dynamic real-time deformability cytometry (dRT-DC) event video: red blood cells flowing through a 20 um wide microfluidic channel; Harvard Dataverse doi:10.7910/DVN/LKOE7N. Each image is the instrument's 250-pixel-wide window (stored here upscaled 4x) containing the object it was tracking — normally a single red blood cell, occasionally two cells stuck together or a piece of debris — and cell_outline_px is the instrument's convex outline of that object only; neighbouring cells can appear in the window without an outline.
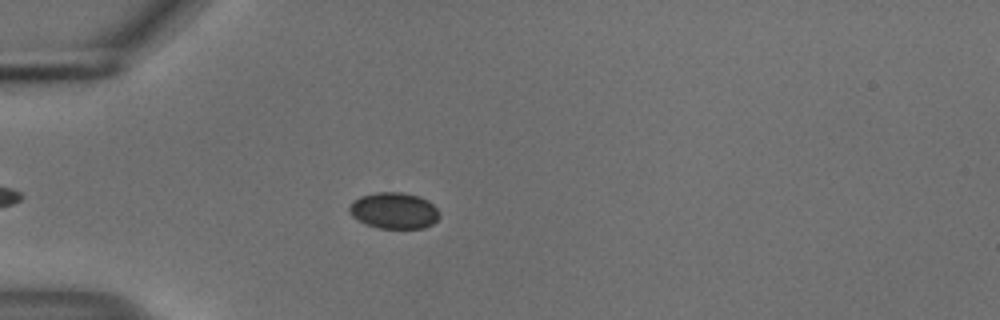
{"species": "common noctule bat (a hibernating species)", "species_latin": "Nyctalus noctula", "temperature_condition": "cold", "stored_images_in_passage": 47, "camera_frame_rate_fps": 3000, "um_per_image_px": 0.085, "animal": {"sex": "male", "body_mass_g": 18.8}, "frame": {"image": 1, "passage_image": 8, "time_ms": 2.333, "image_size_px": [1000, 320], "cell_outline_px": [[440, 216], [432, 224], [424, 228], [380, 228], [364, 224], [352, 216], [348, 212], [348, 208], [352, 200], [360, 196], [376, 192], [400, 192], [420, 196], [428, 200], [440, 212]], "centroid_in_image_um": [33.47, 17.89], "position_along_channel_um": 51.5, "area_um2": 19.25}}
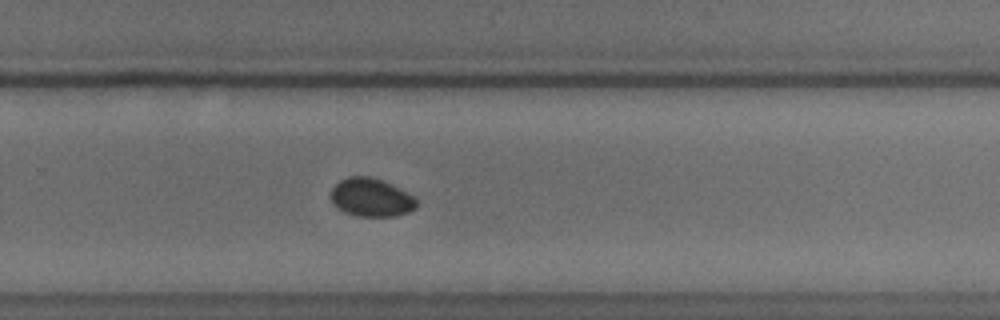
{"frame": {"image": 2, "passage_image": 29, "time_ms": 9.333, "image_size_px": [1000, 320], "cell_outline_px": [[416, 208], [408, 212], [396, 216], [356, 216], [344, 212], [336, 208], [332, 204], [328, 196], [332, 188], [340, 180], [348, 176], [372, 176], [392, 184], [412, 196], [416, 200]], "centroid_in_image_um": [31.48, 16.78], "position_along_channel_um": 298.3, "area_um2": 19.36}}
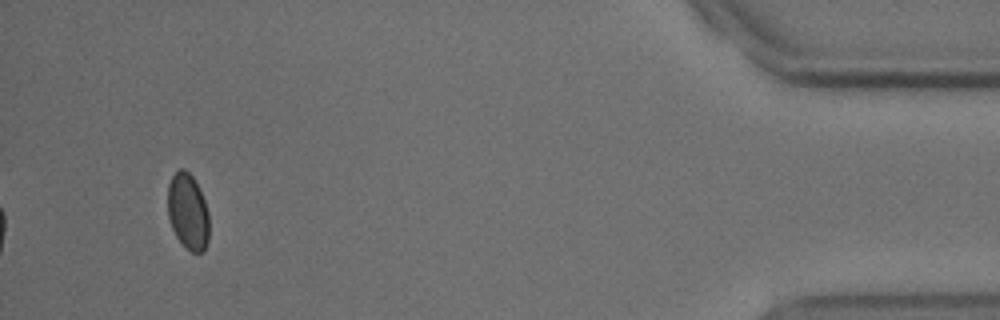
{"frame": {"image": 3, "passage_image": 44, "time_ms": 14.333, "image_size_px": [1000, 320], "cell_outline_px": [[208, 240], [204, 252], [192, 252], [176, 236], [172, 228], [168, 216], [168, 184], [172, 176], [180, 168], [184, 168], [192, 176], [204, 200], [208, 212]], "centroid_in_image_um": [15.96, 17.98], "position_along_channel_um": 419.2, "area_um2": 18.09}, "authors_computed_cell_mechanics": {"area_um2": 19.1318, "velocity_mm_per_s": 3.7239, "shape_relaxation_time_tau1_ms": 0.5201, "shape_relaxation_time_tau2_ms": null, "deformation_change_tau1": 0.0264, "deformation_change_tau2": null}}